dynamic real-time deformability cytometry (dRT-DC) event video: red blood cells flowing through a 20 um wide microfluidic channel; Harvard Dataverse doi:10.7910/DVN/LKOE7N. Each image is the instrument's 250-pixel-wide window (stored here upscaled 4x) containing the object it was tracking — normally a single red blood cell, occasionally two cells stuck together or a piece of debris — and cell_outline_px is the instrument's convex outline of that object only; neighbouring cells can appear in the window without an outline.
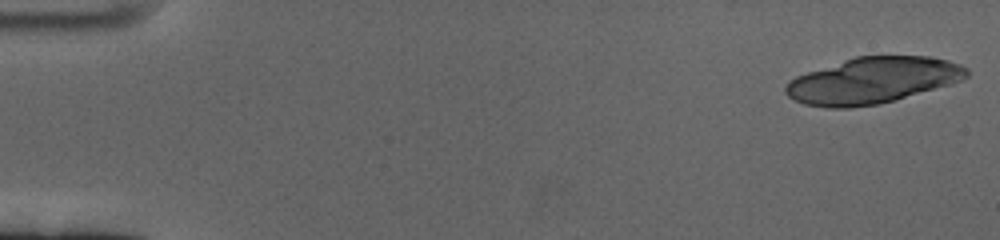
{"species": "human", "species_latin": "Homo sapiens", "temperature_condition": "cold", "stored_images_in_passage": 45, "camera_frame_rate_fps": 3000, "um_per_image_px": 0.085, "donor": {"sex": "female"}, "frame": {"image": 1, "passage_image": 1, "time_ms": 0.0, "image_size_px": [1000, 240], "cell_outline_px": [[968, 76], [952, 84], [896, 100], [876, 104], [848, 108], [824, 108], [804, 104], [792, 100], [784, 92], [784, 88], [788, 80], [796, 76], [856, 56], [928, 56], [948, 60], [960, 64], [968, 68]], "centroid_in_image_um": [74.16, 6.85], "position_along_channel_um": 10.8, "area_um2": 48.84}}
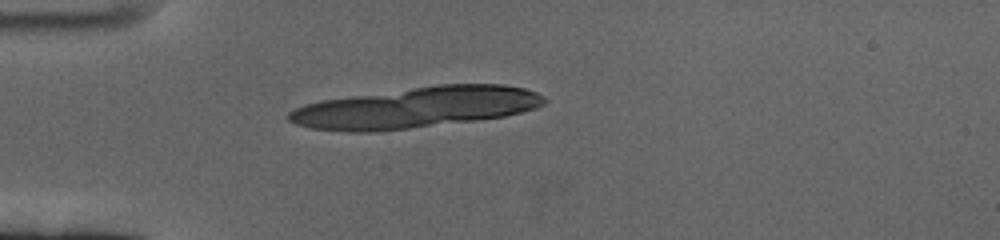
{"frame": {"image": 2, "passage_image": 16, "time_ms": 5.0, "image_size_px": [1000, 240], "cell_outline_px": [[548, 100], [544, 104], [536, 108], [504, 116], [476, 120], [408, 128], [372, 132], [352, 132], [308, 128], [296, 124], [288, 120], [288, 112], [304, 104], [320, 100], [440, 84], [504, 84], [524, 88], [536, 92], [544, 96]], "centroid_in_image_um": [35.34, 9.13], "position_along_channel_um": 49.7, "area_um2": 60.57}}